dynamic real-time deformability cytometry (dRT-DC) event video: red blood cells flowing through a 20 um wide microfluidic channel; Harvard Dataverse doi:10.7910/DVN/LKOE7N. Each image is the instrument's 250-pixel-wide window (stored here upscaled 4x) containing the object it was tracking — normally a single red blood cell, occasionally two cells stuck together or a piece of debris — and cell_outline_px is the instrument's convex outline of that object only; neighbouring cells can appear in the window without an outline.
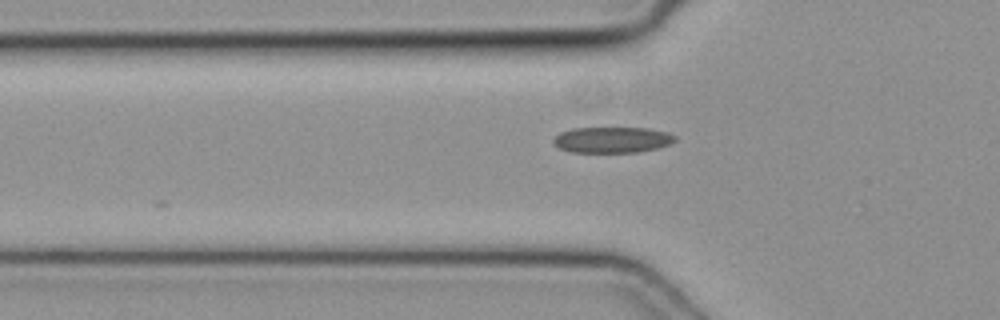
{"species": "common noctule bat (a hibernating species)", "species_latin": "Nyctalus noctula", "temperature_condition": "cold", "stored_images_in_passage": 32, "camera_frame_rate_fps": 3000, "um_per_image_px": 0.085, "animal": {"sex": "female", "body_mass_g": 19.3, "forearm_length_mm": 54.1}, "frame": {"image": 1, "passage_image": 3, "time_ms": 0.667, "image_size_px": [1000, 320], "cell_outline_px": [[676, 140], [668, 144], [656, 148], [636, 152], [572, 152], [560, 148], [552, 144], [552, 140], [560, 132], [572, 128], [648, 128], [668, 132], [676, 136]], "centroid_in_image_um": [52.01, 11.88], "position_along_channel_um": 73.8, "area_um2": 18.32}}
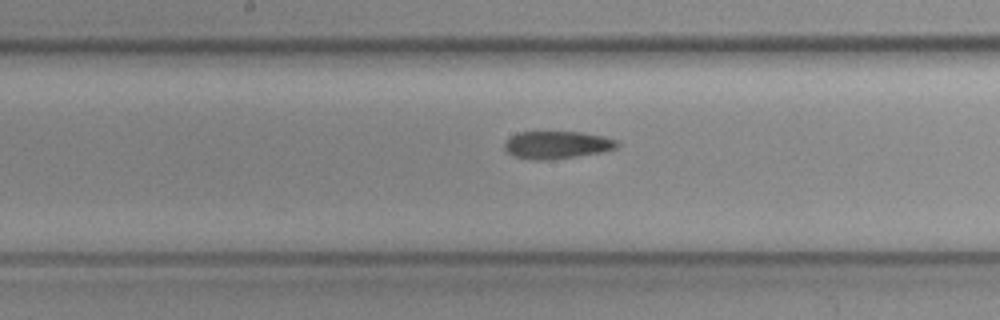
{"frame": {"image": 2, "passage_image": 12, "time_ms": 3.667, "image_size_px": [1000, 320], "cell_outline_px": [[620, 144], [616, 148], [600, 152], [576, 156], [548, 160], [536, 160], [516, 156], [508, 152], [504, 148], [504, 144], [512, 136], [520, 132], [580, 132], [604, 136], [616, 140]], "centroid_in_image_um": [47.37, 12.31], "position_along_channel_um": 200.8, "area_um2": 17.8}}
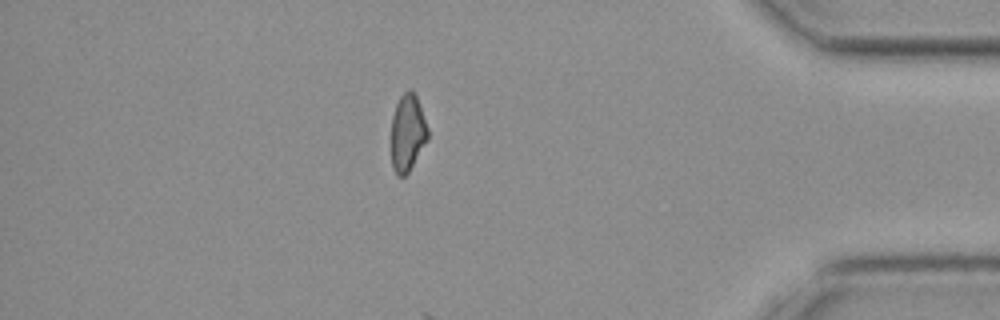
{"frame": {"image": 3, "passage_image": 29, "time_ms": 9.333, "image_size_px": [1000, 320], "cell_outline_px": [[428, 140], [408, 172], [404, 176], [396, 176], [392, 168], [392, 116], [396, 104], [400, 96], [408, 88], [412, 88], [416, 96], [428, 128]], "centroid_in_image_um": [34.64, 11.28], "position_along_channel_um": 400.6, "area_um2": 16.42}}